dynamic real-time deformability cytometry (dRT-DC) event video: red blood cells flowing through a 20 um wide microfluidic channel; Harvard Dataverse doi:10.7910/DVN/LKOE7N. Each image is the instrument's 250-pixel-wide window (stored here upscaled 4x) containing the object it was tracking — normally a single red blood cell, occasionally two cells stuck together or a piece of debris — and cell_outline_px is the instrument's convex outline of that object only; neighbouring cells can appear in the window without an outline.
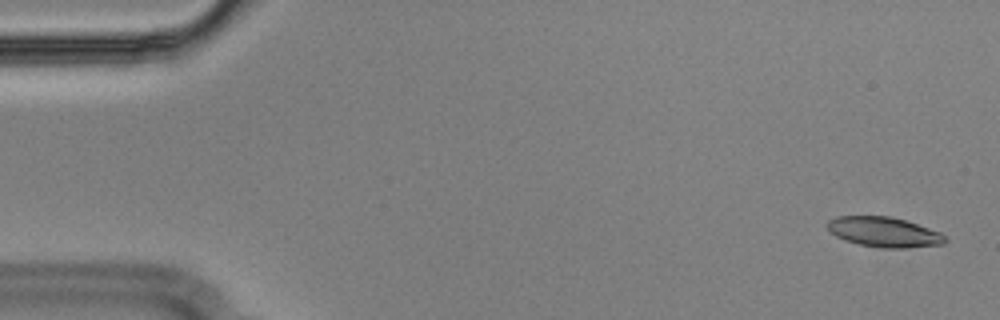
{"species": "Egyptian fruit bat (a non-hibernating species)", "species_latin": "Rousettus aegyptiacus", "temperature_condition": "cold", "stored_images_in_passage": 15, "camera_frame_rate_fps": 3000, "um_per_image_px": 0.085, "animal": {"sex": "male"}, "frame": {"image": 1, "passage_image": 2, "time_ms": 0.333, "image_size_px": [1000, 320], "cell_outline_px": [[948, 240], [944, 244], [908, 248], [880, 248], [860, 244], [844, 240], [836, 236], [824, 224], [828, 220], [836, 216], [892, 216], [940, 232]], "centroid_in_image_um": [75.12, 19.72], "position_along_channel_um": 9.9, "area_um2": 20.63}}
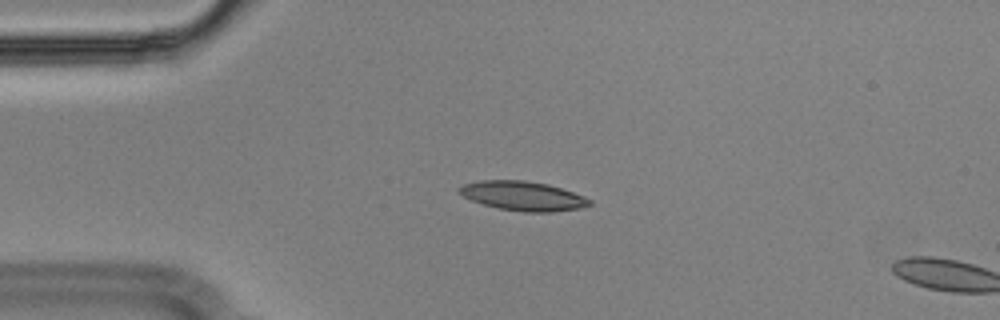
{"frame": {"image": 2, "passage_image": 13, "time_ms": 4.0, "image_size_px": [1000, 320], "cell_outline_px": [[592, 204], [580, 208], [552, 212], [524, 212], [496, 208], [472, 200], [456, 192], [456, 188], [460, 184], [480, 180], [524, 180], [548, 184], [584, 196], [592, 200]], "centroid_in_image_um": [44.4, 16.65], "position_along_channel_um": 40.6, "area_um2": 22.43}}